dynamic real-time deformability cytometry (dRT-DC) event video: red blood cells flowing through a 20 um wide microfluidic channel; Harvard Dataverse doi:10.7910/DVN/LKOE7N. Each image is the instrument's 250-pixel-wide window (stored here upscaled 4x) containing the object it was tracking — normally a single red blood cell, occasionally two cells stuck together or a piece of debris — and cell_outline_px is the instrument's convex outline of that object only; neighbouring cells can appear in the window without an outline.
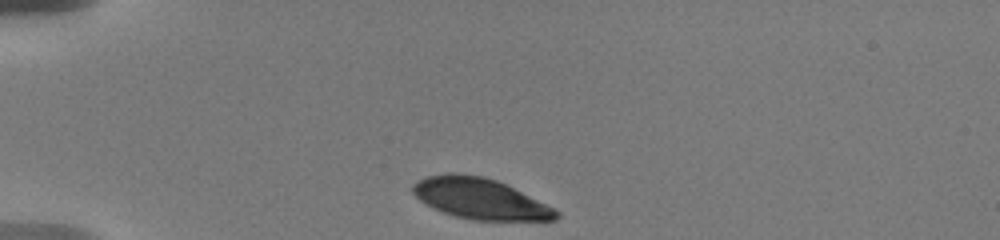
{"species": "human", "species_latin": "Homo sapiens", "temperature_condition": "warm", "stored_images_in_passage": 22, "camera_frame_rate_fps": 3000, "um_per_image_px": 0.085, "donor": {"sex": "male"}, "frame": {"image": 1, "passage_image": 1, "time_ms": 0.0, "image_size_px": [1000, 240], "cell_outline_px": [[560, 216], [556, 220], [472, 220], [456, 216], [444, 212], [420, 200], [412, 192], [412, 184], [416, 180], [428, 176], [452, 172], [484, 176], [496, 180], [560, 212]], "centroid_in_image_um": [40.76, 16.88], "position_along_channel_um": 44.2, "area_um2": 33.47}}
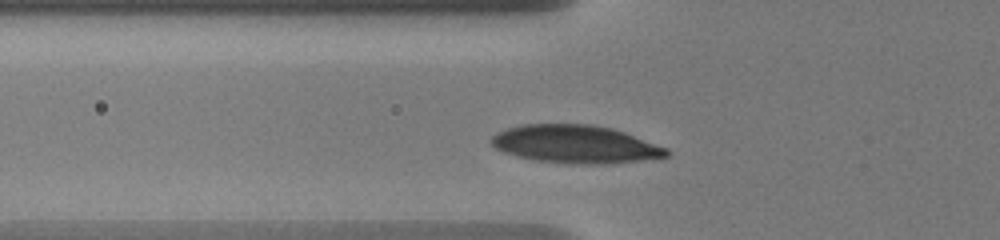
{"frame": {"image": 2, "passage_image": 14, "time_ms": 2.0, "image_size_px": [1000, 240], "cell_outline_px": [[672, 152], [668, 156], [644, 160], [612, 164], [568, 164], [532, 160], [516, 156], [504, 152], [496, 148], [488, 140], [492, 136], [508, 128], [520, 124], [592, 124], [612, 128], [624, 132], [668, 148]], "centroid_in_image_um": [48.93, 12.27], "position_along_channel_um": 76.9, "area_um2": 39.19}}
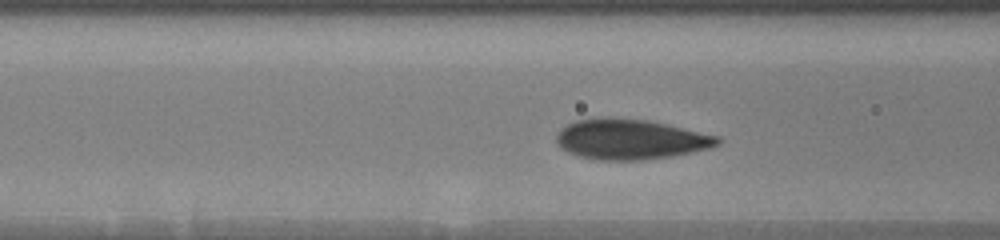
{"frame": {"image": 3, "passage_image": 21, "time_ms": 3.0, "image_size_px": [1000, 240], "cell_outline_px": [[720, 144], [708, 148], [692, 152], [672, 156], [644, 160], [592, 160], [568, 152], [560, 148], [556, 144], [556, 136], [560, 128], [576, 120], [604, 116], [608, 116], [648, 120], [668, 124], [720, 136]], "centroid_in_image_um": [53.56, 11.83], "position_along_channel_um": 113.0, "area_um2": 38.32}}